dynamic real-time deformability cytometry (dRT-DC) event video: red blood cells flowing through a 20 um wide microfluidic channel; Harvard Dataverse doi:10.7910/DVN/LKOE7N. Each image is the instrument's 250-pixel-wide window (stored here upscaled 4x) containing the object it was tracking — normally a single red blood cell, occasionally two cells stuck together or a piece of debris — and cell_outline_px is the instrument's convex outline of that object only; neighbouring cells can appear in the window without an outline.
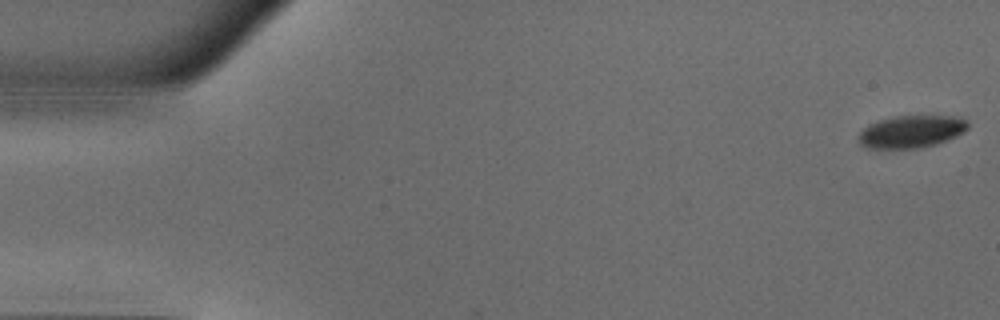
{"species": "common noctule bat (a hibernating species)", "species_latin": "Nyctalus noctula", "temperature_condition": "warm", "stored_images_in_passage": 51, "camera_frame_rate_fps": 3000, "um_per_image_px": 0.085, "animal": {"sex": "male", "body_mass_g": 18.8}, "frame": {"image": 1, "passage_image": 1, "time_ms": 0.0, "image_size_px": [1000, 320], "cell_outline_px": [[968, 128], [964, 132], [956, 136], [936, 144], [916, 148], [868, 148], [860, 144], [860, 132], [868, 124], [892, 116], [960, 116], [968, 120]], "centroid_in_image_um": [77.5, 11.17], "position_along_channel_um": 7.5, "area_um2": 20.58}}
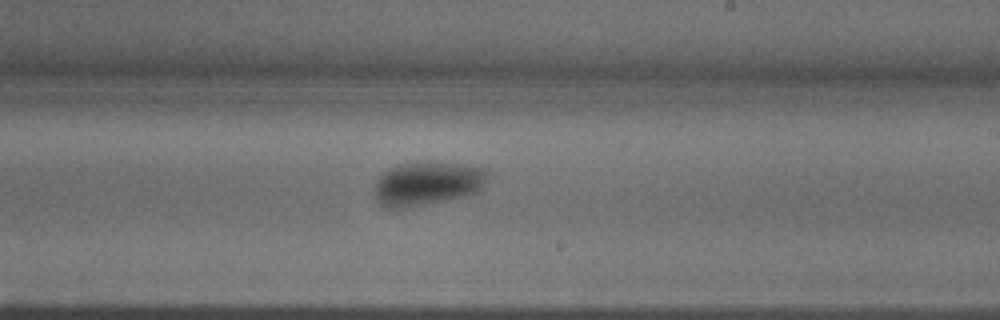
{"frame": {"image": 2, "passage_image": 30, "time_ms": 9.667, "image_size_px": [1000, 320], "cell_outline_px": [[488, 176], [484, 184], [476, 192], [460, 196], [424, 204], [404, 208], [388, 208], [380, 204], [376, 196], [376, 180], [388, 168], [400, 164], [416, 160], [428, 160], [460, 164], [484, 168]], "centroid_in_image_um": [36.29, 15.55], "position_along_channel_um": 252.7, "area_um2": 28.73}}
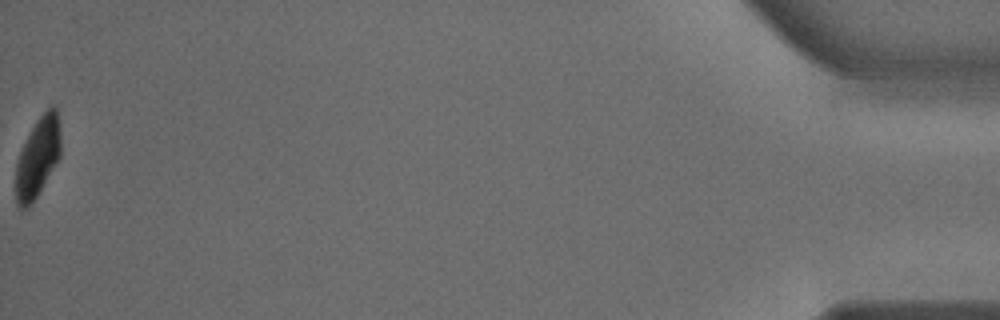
{"frame": {"image": 3, "passage_image": 51, "time_ms": 16.667, "image_size_px": [1000, 320], "cell_outline_px": [[60, 156], [32, 204], [28, 208], [20, 212], [16, 204], [16, 160], [36, 120], [52, 104], [56, 104], [60, 132]], "centroid_in_image_um": [3.19, 13.4], "position_along_channel_um": 432.0, "area_um2": 20.92}, "authors_computed_cell_mechanics": {"area_um2": 25.2586, "velocity_mm_per_s": 3.9832, "shape_relaxation_time_tau1_ms": 5.2507, "shape_relaxation_time_tau2_ms": 1.972, "deformation_change_tau1": 0.1853, "deformation_change_tau2": 0.0397}}